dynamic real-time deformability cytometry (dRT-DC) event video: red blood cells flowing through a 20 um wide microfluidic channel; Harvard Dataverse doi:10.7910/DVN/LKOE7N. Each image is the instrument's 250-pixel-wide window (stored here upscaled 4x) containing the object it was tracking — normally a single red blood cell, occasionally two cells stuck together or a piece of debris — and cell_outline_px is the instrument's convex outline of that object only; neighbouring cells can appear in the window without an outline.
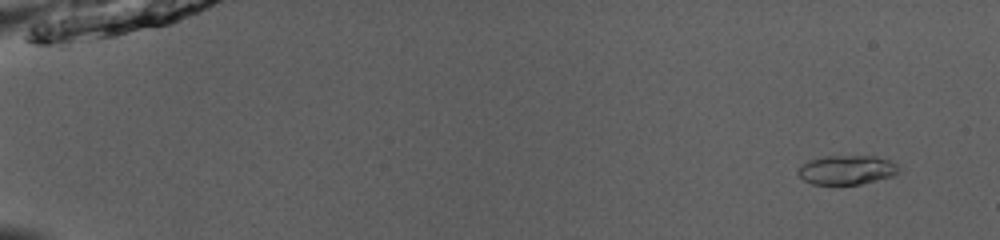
{"species": "common noctule bat (a hibernating species)", "species_latin": "Nyctalus noctula", "temperature_condition": "room temperature", "stored_images_in_passage": 50, "camera_frame_rate_fps": 3000, "um_per_image_px": 0.085, "animal": {"sex": "male", "body_mass_g": 13.0, "forearm_length_mm": 53.1}, "frame": {"image": 1, "passage_image": 2, "time_ms": 0.333, "image_size_px": [1000, 240], "cell_outline_px": [[896, 172], [892, 176], [860, 184], [812, 184], [804, 180], [796, 172], [808, 160], [824, 156], [876, 156], [888, 160], [896, 164]], "centroid_in_image_um": [71.93, 14.44], "position_along_channel_um": 13.1, "area_um2": 16.82}}
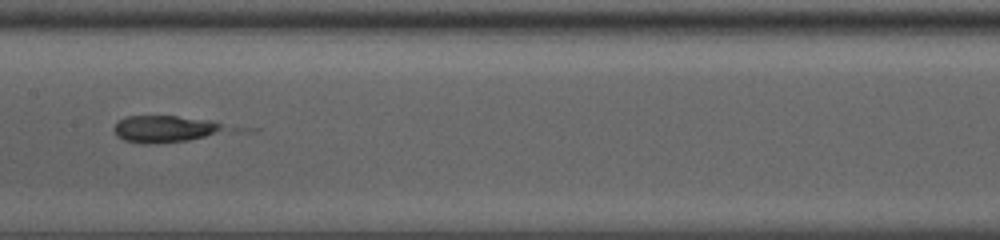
{"frame": {"image": 2, "passage_image": 27, "time_ms": 8.667, "image_size_px": [1000, 240], "cell_outline_px": [[220, 128], [204, 136], [188, 140], [156, 144], [144, 144], [124, 140], [116, 136], [112, 128], [120, 120], [128, 116], [176, 116], [212, 120], [220, 124]], "centroid_in_image_um": [13.84, 10.96], "position_along_channel_um": 193.6, "area_um2": 16.88}}
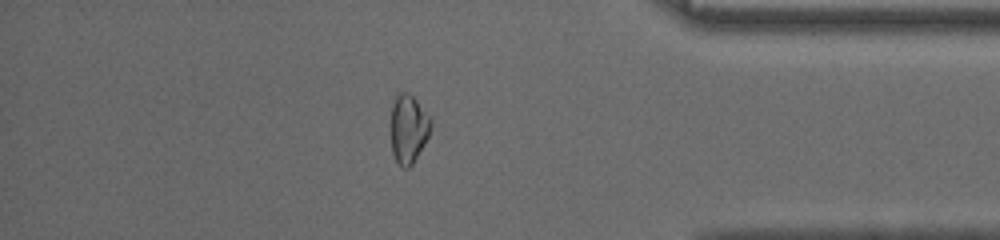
{"frame": {"image": 3, "passage_image": 44, "time_ms": 14.333, "image_size_px": [1000, 240], "cell_outline_px": [[432, 124], [428, 136], [424, 144], [412, 164], [408, 168], [404, 168], [396, 160], [392, 152], [392, 104], [396, 96], [400, 92], [408, 92], [432, 116]], "centroid_in_image_um": [34.75, 10.91], "position_along_channel_um": 400.5, "area_um2": 15.84}}